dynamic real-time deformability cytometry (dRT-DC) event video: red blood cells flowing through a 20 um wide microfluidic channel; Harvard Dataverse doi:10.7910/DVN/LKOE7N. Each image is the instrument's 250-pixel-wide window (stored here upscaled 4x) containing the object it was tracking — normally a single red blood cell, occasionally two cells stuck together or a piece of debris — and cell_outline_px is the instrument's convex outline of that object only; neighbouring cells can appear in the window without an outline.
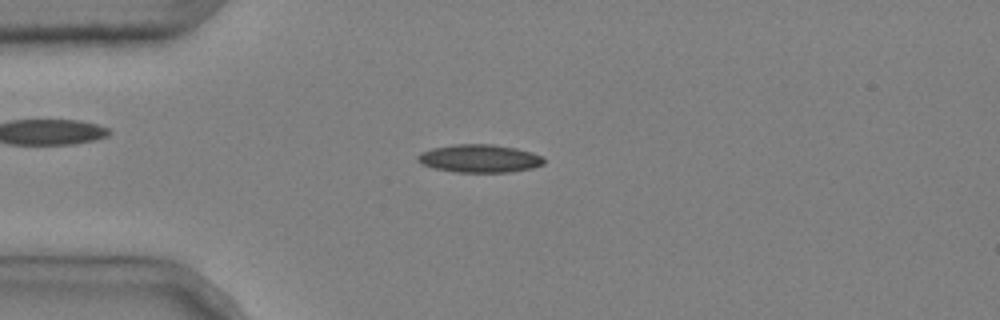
{"species": "common noctule bat (a hibernating species)", "species_latin": "Nyctalus noctula", "temperature_condition": "cold", "stored_images_in_passage": 51, "camera_frame_rate_fps": 3000, "um_per_image_px": 0.085, "animal": {"sex": "male", "body_mass_g": 20.4}, "frame": {"image": 1, "passage_image": 13, "time_ms": 4.0, "image_size_px": [1000, 320], "cell_outline_px": [[544, 164], [532, 168], [512, 172], [456, 172], [432, 168], [420, 164], [416, 160], [416, 156], [420, 152], [432, 148], [456, 144], [492, 144], [516, 148], [532, 152], [540, 156], [544, 160]], "centroid_in_image_um": [40.71, 13.47], "position_along_channel_um": 44.3, "area_um2": 20.75}}
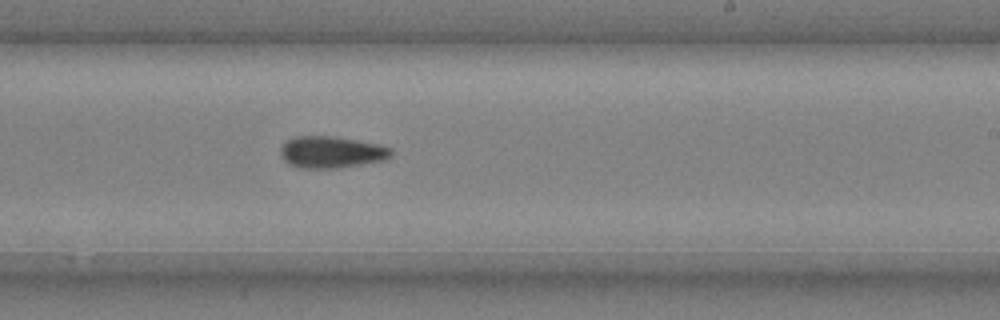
{"frame": {"image": 2, "passage_image": 32, "time_ms": 10.333, "image_size_px": [1000, 320], "cell_outline_px": [[392, 156], [384, 160], [340, 168], [300, 168], [288, 164], [280, 156], [280, 148], [288, 140], [296, 136], [332, 136], [380, 144], [392, 148]], "centroid_in_image_um": [28.17, 12.94], "position_along_channel_um": 260.8, "area_um2": 20.58}}
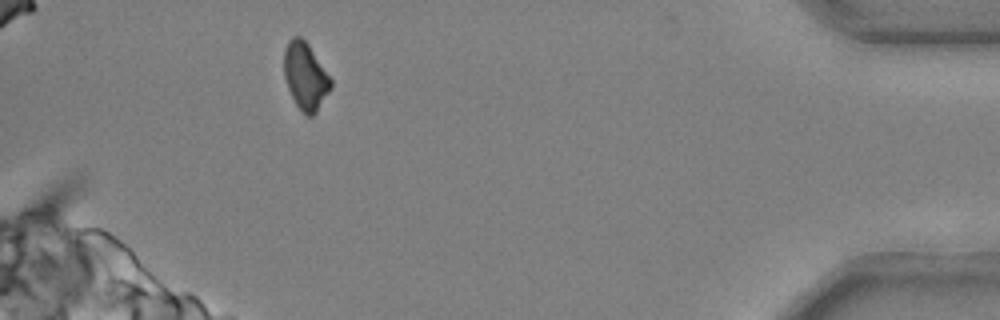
{"frame": {"image": 3, "passage_image": 48, "time_ms": 15.667, "image_size_px": [1000, 320], "cell_outline_px": [[332, 88], [316, 112], [312, 116], [308, 116], [296, 104], [288, 88], [284, 76], [284, 52], [288, 40], [292, 36], [300, 36], [308, 44], [332, 80]], "centroid_in_image_um": [25.96, 6.46], "position_along_channel_um": 409.2, "area_um2": 18.09}, "authors_computed_cell_mechanics": {"area_um2": 19.5364, "velocity_mm_per_s": 3.7032, "shape_relaxation_time_tau1_ms": 4.876, "shape_relaxation_time_tau2_ms": null, "deformation_change_tau1": 0.1299, "deformation_change_tau2": null}}